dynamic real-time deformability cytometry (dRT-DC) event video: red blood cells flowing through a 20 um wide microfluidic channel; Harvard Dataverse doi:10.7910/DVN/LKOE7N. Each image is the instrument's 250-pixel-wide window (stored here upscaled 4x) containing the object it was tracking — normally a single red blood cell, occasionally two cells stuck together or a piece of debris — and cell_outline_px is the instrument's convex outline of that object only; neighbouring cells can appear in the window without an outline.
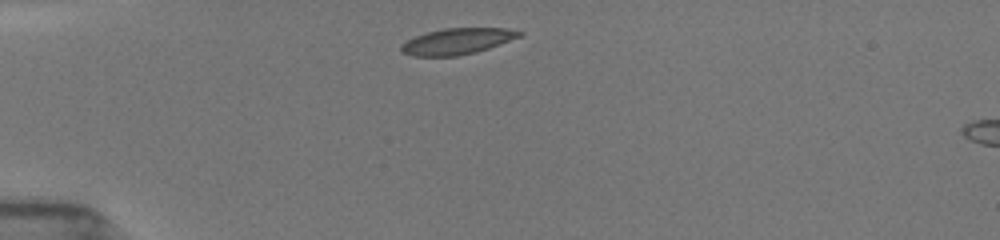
{"species": "common noctule bat (a hibernating species)", "species_latin": "Nyctalus noctula", "temperature_condition": "room temperature", "stored_images_in_passage": 20, "camera_frame_rate_fps": 3000, "um_per_image_px": 0.085, "animal": {"sex": "female", "body_mass_g": 19.5, "forearm_length_mm": 54.1}, "frame": {"image": 1, "passage_image": 1, "time_ms": 0.0, "image_size_px": [1000, 240], "cell_outline_px": [[524, 32], [520, 36], [500, 44], [476, 52], [456, 56], [412, 56], [400, 52], [400, 44], [416, 36], [428, 32], [444, 28], [508, 28]], "centroid_in_image_um": [38.84, 3.51], "position_along_channel_um": 46.2, "area_um2": 17.92}}
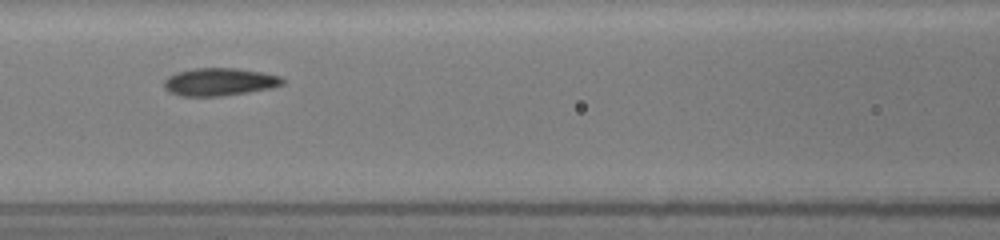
{"frame": {"image": 2, "passage_image": 8, "time_ms": 3.333, "image_size_px": [1000, 240], "cell_outline_px": [[284, 84], [272, 88], [220, 96], [184, 96], [172, 92], [164, 88], [164, 80], [168, 76], [176, 72], [192, 68], [236, 68], [264, 72], [280, 76], [284, 80]], "centroid_in_image_um": [18.67, 6.94], "position_along_channel_um": 147.9, "area_um2": 19.13}}
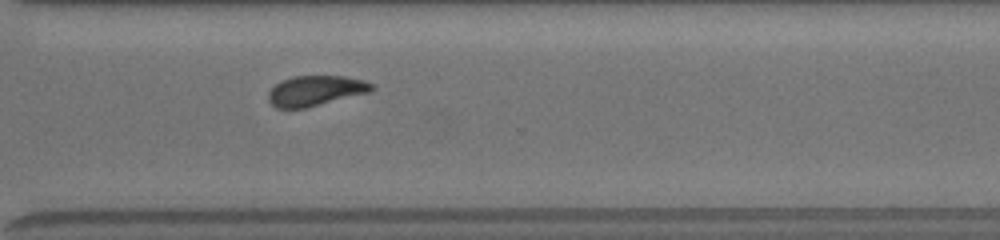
{"frame": {"image": 3, "passage_image": 20, "time_ms": 8.333, "image_size_px": [1000, 240], "cell_outline_px": [[376, 88], [372, 92], [304, 108], [276, 108], [268, 100], [268, 92], [276, 84], [292, 76], [344, 76], [364, 80], [372, 84]], "centroid_in_image_um": [26.86, 7.71], "position_along_channel_um": 343.7, "area_um2": 18.21}}